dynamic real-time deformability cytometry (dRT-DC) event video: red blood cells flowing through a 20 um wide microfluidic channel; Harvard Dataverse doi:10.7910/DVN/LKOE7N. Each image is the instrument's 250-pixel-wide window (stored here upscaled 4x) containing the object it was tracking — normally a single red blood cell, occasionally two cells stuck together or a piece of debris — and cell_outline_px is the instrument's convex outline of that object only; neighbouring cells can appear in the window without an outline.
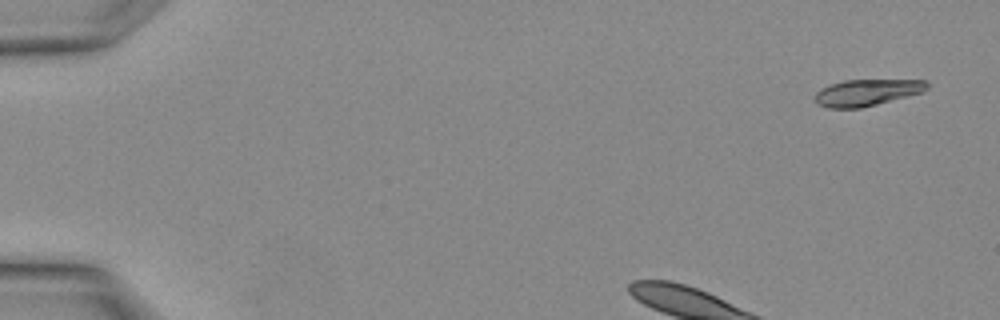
{"species": "Egyptian fruit bat (a non-hibernating species)", "species_latin": "Rousettus aegyptiacus", "temperature_condition": "warm", "stored_images_in_passage": 3, "camera_frame_rate_fps": 3000, "um_per_image_px": 0.085, "animal": {"sex": "female"}, "frame": {"image": 1, "passage_image": 1, "time_ms": 0.0, "image_size_px": [1000, 320], "cell_outline_px": [[928, 88], [924, 92], [860, 108], [828, 108], [816, 104], [812, 96], [820, 88], [844, 80], [924, 80], [928, 84]], "centroid_in_image_um": [73.63, 7.87], "position_along_channel_um": 11.4, "area_um2": 17.4}}